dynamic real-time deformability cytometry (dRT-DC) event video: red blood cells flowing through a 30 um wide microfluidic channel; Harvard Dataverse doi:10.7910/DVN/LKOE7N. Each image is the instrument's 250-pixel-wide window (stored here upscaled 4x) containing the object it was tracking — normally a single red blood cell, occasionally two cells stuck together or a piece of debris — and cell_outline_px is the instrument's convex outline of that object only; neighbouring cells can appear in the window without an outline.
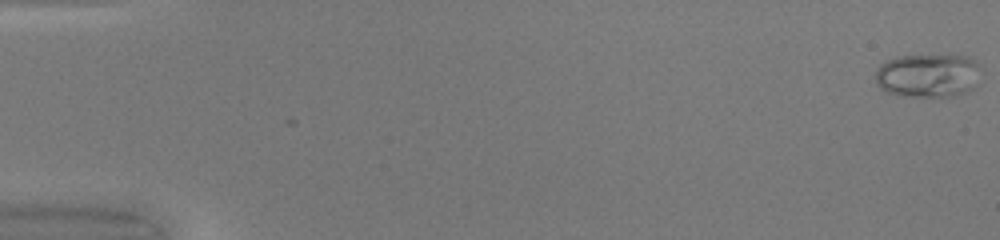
{"species": "common noctule bat (a hibernating species)", "species_latin": "Nyctalus noctula", "temperature_condition": "warm", "stored_images_in_passage": 3, "camera_frame_rate_fps": 3000, "um_per_image_px": 0.085, "animal": {"sex": "female", "body_mass_g": 20.0, "forearm_length_mm": 54.0}, "frame": {"image": 1, "passage_image": 1, "time_ms": 0.0, "image_size_px": [1000, 240], "cell_outline_px": [[984, 68], [976, 84], [968, 92], [952, 96], [896, 96], [880, 88], [876, 84], [876, 72], [880, 64], [884, 60], [896, 56], [968, 56], [976, 60]], "centroid_in_image_um": [78.91, 6.41], "position_along_channel_um": 6.1, "area_um2": 27.34}}